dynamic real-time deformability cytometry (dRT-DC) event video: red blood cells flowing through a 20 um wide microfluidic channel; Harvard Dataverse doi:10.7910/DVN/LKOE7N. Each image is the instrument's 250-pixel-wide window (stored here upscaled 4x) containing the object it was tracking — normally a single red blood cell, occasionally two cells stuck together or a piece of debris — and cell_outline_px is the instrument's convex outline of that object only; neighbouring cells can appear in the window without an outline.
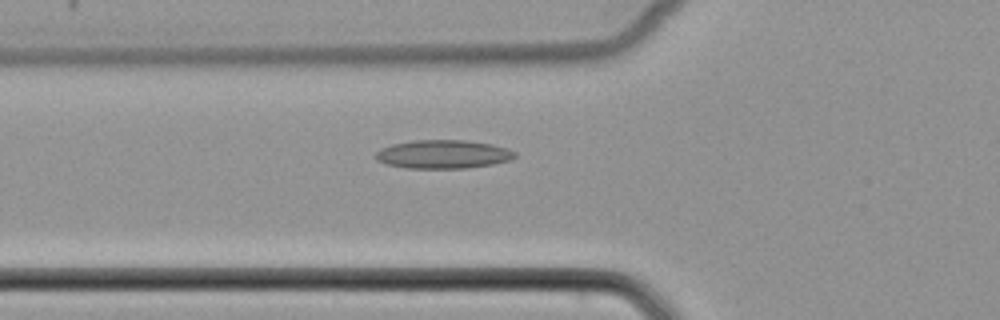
{"species": "common noctule bat (a hibernating species)", "species_latin": "Nyctalus noctula", "temperature_condition": "cold", "stored_images_in_passage": 52, "camera_frame_rate_fps": 3000, "um_per_image_px": 0.085, "animal": {"sex": "female", "body_mass_g": 22.7, "forearm_length_mm": 54.2}, "frame": {"image": 1, "passage_image": 19, "time_ms": 6.0, "image_size_px": [1000, 320], "cell_outline_px": [[516, 156], [508, 160], [492, 164], [468, 168], [408, 168], [384, 164], [376, 160], [372, 156], [380, 148], [392, 144], [412, 140], [464, 140], [492, 144], [508, 148], [516, 152]], "centroid_in_image_um": [37.61, 13.11], "position_along_channel_um": 88.2, "area_um2": 23.35}}
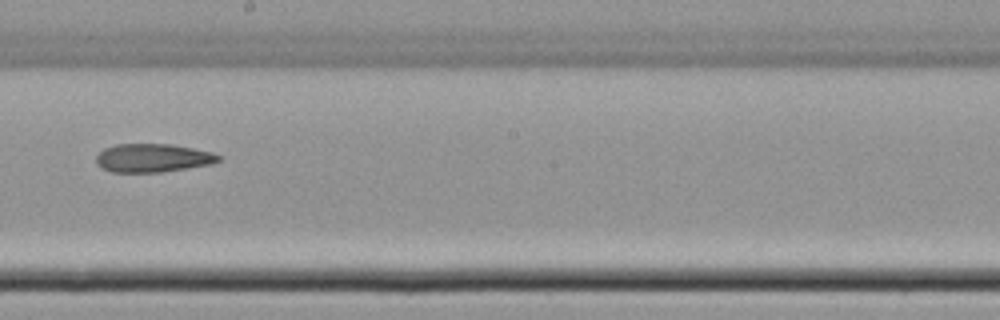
{"frame": {"image": 2, "passage_image": 30, "time_ms": 9.667, "image_size_px": [1000, 320], "cell_outline_px": [[220, 160], [212, 164], [160, 172], [112, 172], [100, 168], [96, 164], [96, 156], [104, 148], [116, 144], [172, 144], [212, 152], [220, 156]], "centroid_in_image_um": [12.95, 13.42], "position_along_channel_um": 235.2, "area_um2": 20.29}}
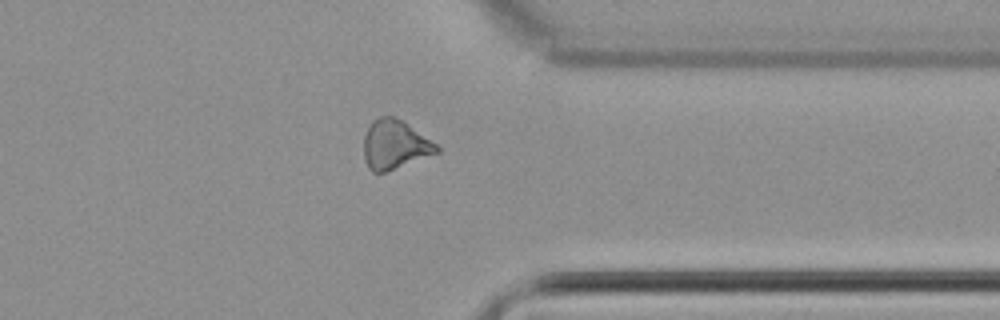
{"frame": {"image": 3, "passage_image": 41, "time_ms": 13.333, "image_size_px": [1000, 320], "cell_outline_px": [[440, 152], [384, 172], [372, 172], [368, 168], [364, 160], [364, 136], [368, 124], [372, 120], [380, 116], [392, 116], [400, 120], [436, 144], [440, 148]], "centroid_in_image_um": [33.51, 12.3], "position_along_channel_um": 377.9, "area_um2": 20.58}}